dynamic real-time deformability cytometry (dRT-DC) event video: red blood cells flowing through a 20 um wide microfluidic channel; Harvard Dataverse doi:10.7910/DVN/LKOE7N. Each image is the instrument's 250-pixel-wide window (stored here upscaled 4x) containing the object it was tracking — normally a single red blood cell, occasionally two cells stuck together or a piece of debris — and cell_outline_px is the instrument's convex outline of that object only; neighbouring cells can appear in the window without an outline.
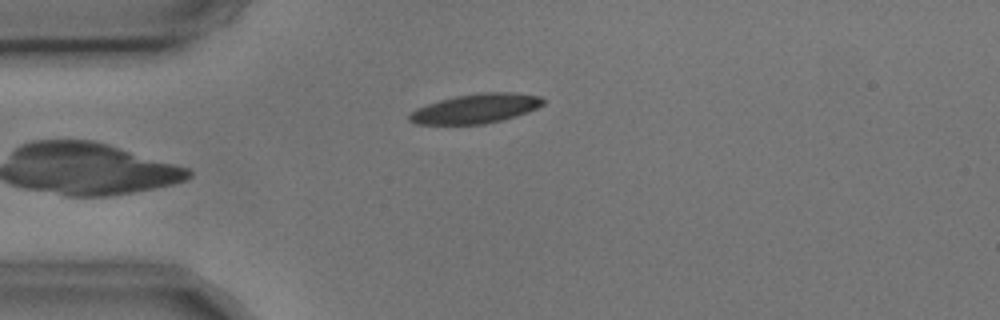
{"species": "common noctule bat (a hibernating species)", "species_latin": "Nyctalus noctula", "temperature_condition": "cold", "stored_images_in_passage": 4, "camera_frame_rate_fps": 3000, "um_per_image_px": 0.085, "animal": {"sex": "male", "body_mass_g": 17.9, "forearm_length_mm": 54.2}, "frame": {"image": 1, "passage_image": 4, "time_ms": 1.0, "image_size_px": [1000, 320], "cell_outline_px": [[544, 104], [528, 112], [504, 120], [484, 124], [416, 124], [408, 120], [408, 116], [416, 108], [440, 100], [456, 96], [480, 92], [512, 92], [540, 96], [544, 100]], "centroid_in_image_um": [40.45, 9.23], "position_along_channel_um": 44.5, "area_um2": 22.95}}